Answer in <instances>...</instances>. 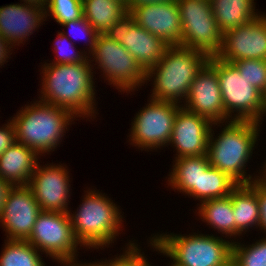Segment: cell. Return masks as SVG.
<instances>
[{
    "instance_id": "cell-21",
    "label": "cell",
    "mask_w": 266,
    "mask_h": 266,
    "mask_svg": "<svg viewBox=\"0 0 266 266\" xmlns=\"http://www.w3.org/2000/svg\"><path fill=\"white\" fill-rule=\"evenodd\" d=\"M235 221V237L249 228L260 227V208L257 197V180L250 184H238L231 192Z\"/></svg>"
},
{
    "instance_id": "cell-7",
    "label": "cell",
    "mask_w": 266,
    "mask_h": 266,
    "mask_svg": "<svg viewBox=\"0 0 266 266\" xmlns=\"http://www.w3.org/2000/svg\"><path fill=\"white\" fill-rule=\"evenodd\" d=\"M208 63L217 72L225 122L238 120L260 123L263 115L266 116L262 93L253 87L244 76H241L232 63L225 62L216 56L209 57Z\"/></svg>"
},
{
    "instance_id": "cell-25",
    "label": "cell",
    "mask_w": 266,
    "mask_h": 266,
    "mask_svg": "<svg viewBox=\"0 0 266 266\" xmlns=\"http://www.w3.org/2000/svg\"><path fill=\"white\" fill-rule=\"evenodd\" d=\"M85 19L99 33L103 34L118 22L128 11L120 0H82Z\"/></svg>"
},
{
    "instance_id": "cell-36",
    "label": "cell",
    "mask_w": 266,
    "mask_h": 266,
    "mask_svg": "<svg viewBox=\"0 0 266 266\" xmlns=\"http://www.w3.org/2000/svg\"><path fill=\"white\" fill-rule=\"evenodd\" d=\"M11 48L14 47L0 35V66L4 65L5 62H8L7 58L10 57V55L12 54L10 52L11 50H13Z\"/></svg>"
},
{
    "instance_id": "cell-20",
    "label": "cell",
    "mask_w": 266,
    "mask_h": 266,
    "mask_svg": "<svg viewBox=\"0 0 266 266\" xmlns=\"http://www.w3.org/2000/svg\"><path fill=\"white\" fill-rule=\"evenodd\" d=\"M39 158L31 148L15 141L0 155V178L13 186L29 185Z\"/></svg>"
},
{
    "instance_id": "cell-29",
    "label": "cell",
    "mask_w": 266,
    "mask_h": 266,
    "mask_svg": "<svg viewBox=\"0 0 266 266\" xmlns=\"http://www.w3.org/2000/svg\"><path fill=\"white\" fill-rule=\"evenodd\" d=\"M45 16H51L58 24H65L84 17L82 0H48Z\"/></svg>"
},
{
    "instance_id": "cell-14",
    "label": "cell",
    "mask_w": 266,
    "mask_h": 266,
    "mask_svg": "<svg viewBox=\"0 0 266 266\" xmlns=\"http://www.w3.org/2000/svg\"><path fill=\"white\" fill-rule=\"evenodd\" d=\"M47 165L37 164L28 186L32 189L41 211L69 213L71 186L67 166L53 163Z\"/></svg>"
},
{
    "instance_id": "cell-35",
    "label": "cell",
    "mask_w": 266,
    "mask_h": 266,
    "mask_svg": "<svg viewBox=\"0 0 266 266\" xmlns=\"http://www.w3.org/2000/svg\"><path fill=\"white\" fill-rule=\"evenodd\" d=\"M257 197L260 208V227L266 234V184L257 180Z\"/></svg>"
},
{
    "instance_id": "cell-38",
    "label": "cell",
    "mask_w": 266,
    "mask_h": 266,
    "mask_svg": "<svg viewBox=\"0 0 266 266\" xmlns=\"http://www.w3.org/2000/svg\"><path fill=\"white\" fill-rule=\"evenodd\" d=\"M174 0H128L127 7L130 12L135 6H140L143 4H160L166 3Z\"/></svg>"
},
{
    "instance_id": "cell-16",
    "label": "cell",
    "mask_w": 266,
    "mask_h": 266,
    "mask_svg": "<svg viewBox=\"0 0 266 266\" xmlns=\"http://www.w3.org/2000/svg\"><path fill=\"white\" fill-rule=\"evenodd\" d=\"M186 103L181 106L210 120L225 123V111L216 70L207 62L191 83Z\"/></svg>"
},
{
    "instance_id": "cell-10",
    "label": "cell",
    "mask_w": 266,
    "mask_h": 266,
    "mask_svg": "<svg viewBox=\"0 0 266 266\" xmlns=\"http://www.w3.org/2000/svg\"><path fill=\"white\" fill-rule=\"evenodd\" d=\"M55 261H75L80 243L73 233L69 213L42 211L26 239Z\"/></svg>"
},
{
    "instance_id": "cell-6",
    "label": "cell",
    "mask_w": 266,
    "mask_h": 266,
    "mask_svg": "<svg viewBox=\"0 0 266 266\" xmlns=\"http://www.w3.org/2000/svg\"><path fill=\"white\" fill-rule=\"evenodd\" d=\"M153 250L169 257L178 266H224L232 259V240L213 234H155L150 237Z\"/></svg>"
},
{
    "instance_id": "cell-39",
    "label": "cell",
    "mask_w": 266,
    "mask_h": 266,
    "mask_svg": "<svg viewBox=\"0 0 266 266\" xmlns=\"http://www.w3.org/2000/svg\"><path fill=\"white\" fill-rule=\"evenodd\" d=\"M25 5L35 6L37 8L44 9L47 7L48 0H21Z\"/></svg>"
},
{
    "instance_id": "cell-33",
    "label": "cell",
    "mask_w": 266,
    "mask_h": 266,
    "mask_svg": "<svg viewBox=\"0 0 266 266\" xmlns=\"http://www.w3.org/2000/svg\"><path fill=\"white\" fill-rule=\"evenodd\" d=\"M61 26L70 29L72 31V32H70V34H72L73 37L78 32V35L75 37V39L79 35H82V34H83V37L88 38V41H86V42H87V44L89 43L88 45H89L90 49L88 48V50H87L88 56H89V54L94 49V46L96 44V40H97V37L99 36V33L92 27V25L85 19V17H83L81 19L74 20V21L66 22L65 24H61ZM70 34H69V36H70Z\"/></svg>"
},
{
    "instance_id": "cell-42",
    "label": "cell",
    "mask_w": 266,
    "mask_h": 266,
    "mask_svg": "<svg viewBox=\"0 0 266 266\" xmlns=\"http://www.w3.org/2000/svg\"><path fill=\"white\" fill-rule=\"evenodd\" d=\"M224 266H237L236 263L231 259Z\"/></svg>"
},
{
    "instance_id": "cell-4",
    "label": "cell",
    "mask_w": 266,
    "mask_h": 266,
    "mask_svg": "<svg viewBox=\"0 0 266 266\" xmlns=\"http://www.w3.org/2000/svg\"><path fill=\"white\" fill-rule=\"evenodd\" d=\"M74 120L75 116L68 110L38 100L22 106L11 119L16 141L40 156L54 151Z\"/></svg>"
},
{
    "instance_id": "cell-23",
    "label": "cell",
    "mask_w": 266,
    "mask_h": 266,
    "mask_svg": "<svg viewBox=\"0 0 266 266\" xmlns=\"http://www.w3.org/2000/svg\"><path fill=\"white\" fill-rule=\"evenodd\" d=\"M213 15L222 34L257 18L254 0H210Z\"/></svg>"
},
{
    "instance_id": "cell-44",
    "label": "cell",
    "mask_w": 266,
    "mask_h": 266,
    "mask_svg": "<svg viewBox=\"0 0 266 266\" xmlns=\"http://www.w3.org/2000/svg\"><path fill=\"white\" fill-rule=\"evenodd\" d=\"M169 266H178L176 263L172 262Z\"/></svg>"
},
{
    "instance_id": "cell-31",
    "label": "cell",
    "mask_w": 266,
    "mask_h": 266,
    "mask_svg": "<svg viewBox=\"0 0 266 266\" xmlns=\"http://www.w3.org/2000/svg\"><path fill=\"white\" fill-rule=\"evenodd\" d=\"M66 32H58L57 39L55 40L54 50L57 55L52 64H75L82 63L88 58L87 51H76L75 45L71 41L72 38L67 36ZM64 42V43H63ZM67 42V43H66ZM85 53V54H84Z\"/></svg>"
},
{
    "instance_id": "cell-3",
    "label": "cell",
    "mask_w": 266,
    "mask_h": 266,
    "mask_svg": "<svg viewBox=\"0 0 266 266\" xmlns=\"http://www.w3.org/2000/svg\"><path fill=\"white\" fill-rule=\"evenodd\" d=\"M208 59L205 53L189 47L168 46L163 57L145 74L146 83L154 79L151 99L185 103L191 83Z\"/></svg>"
},
{
    "instance_id": "cell-27",
    "label": "cell",
    "mask_w": 266,
    "mask_h": 266,
    "mask_svg": "<svg viewBox=\"0 0 266 266\" xmlns=\"http://www.w3.org/2000/svg\"><path fill=\"white\" fill-rule=\"evenodd\" d=\"M238 184L226 173L211 165L200 173L199 201L222 198L231 194Z\"/></svg>"
},
{
    "instance_id": "cell-22",
    "label": "cell",
    "mask_w": 266,
    "mask_h": 266,
    "mask_svg": "<svg viewBox=\"0 0 266 266\" xmlns=\"http://www.w3.org/2000/svg\"><path fill=\"white\" fill-rule=\"evenodd\" d=\"M174 162L169 177H166L168 185L199 200L200 173L210 166L207 155L179 157Z\"/></svg>"
},
{
    "instance_id": "cell-12",
    "label": "cell",
    "mask_w": 266,
    "mask_h": 266,
    "mask_svg": "<svg viewBox=\"0 0 266 266\" xmlns=\"http://www.w3.org/2000/svg\"><path fill=\"white\" fill-rule=\"evenodd\" d=\"M103 34L124 46L145 73L158 63L169 46L142 28L130 12Z\"/></svg>"
},
{
    "instance_id": "cell-40",
    "label": "cell",
    "mask_w": 266,
    "mask_h": 266,
    "mask_svg": "<svg viewBox=\"0 0 266 266\" xmlns=\"http://www.w3.org/2000/svg\"><path fill=\"white\" fill-rule=\"evenodd\" d=\"M61 263V266H91L90 263H78L75 261H58V264Z\"/></svg>"
},
{
    "instance_id": "cell-28",
    "label": "cell",
    "mask_w": 266,
    "mask_h": 266,
    "mask_svg": "<svg viewBox=\"0 0 266 266\" xmlns=\"http://www.w3.org/2000/svg\"><path fill=\"white\" fill-rule=\"evenodd\" d=\"M232 242V260L237 266H266V238L252 245Z\"/></svg>"
},
{
    "instance_id": "cell-18",
    "label": "cell",
    "mask_w": 266,
    "mask_h": 266,
    "mask_svg": "<svg viewBox=\"0 0 266 266\" xmlns=\"http://www.w3.org/2000/svg\"><path fill=\"white\" fill-rule=\"evenodd\" d=\"M130 13L142 28L169 46L181 44L182 23L177 0L135 6Z\"/></svg>"
},
{
    "instance_id": "cell-41",
    "label": "cell",
    "mask_w": 266,
    "mask_h": 266,
    "mask_svg": "<svg viewBox=\"0 0 266 266\" xmlns=\"http://www.w3.org/2000/svg\"><path fill=\"white\" fill-rule=\"evenodd\" d=\"M263 172L260 174V176L258 175L257 180H259L260 182L266 184V160L263 166Z\"/></svg>"
},
{
    "instance_id": "cell-17",
    "label": "cell",
    "mask_w": 266,
    "mask_h": 266,
    "mask_svg": "<svg viewBox=\"0 0 266 266\" xmlns=\"http://www.w3.org/2000/svg\"><path fill=\"white\" fill-rule=\"evenodd\" d=\"M220 124L181 107L175 116L168 146L175 147V158L207 155L211 127Z\"/></svg>"
},
{
    "instance_id": "cell-19",
    "label": "cell",
    "mask_w": 266,
    "mask_h": 266,
    "mask_svg": "<svg viewBox=\"0 0 266 266\" xmlns=\"http://www.w3.org/2000/svg\"><path fill=\"white\" fill-rule=\"evenodd\" d=\"M46 19L45 10L35 6L23 3L0 6V35L12 46H19Z\"/></svg>"
},
{
    "instance_id": "cell-8",
    "label": "cell",
    "mask_w": 266,
    "mask_h": 266,
    "mask_svg": "<svg viewBox=\"0 0 266 266\" xmlns=\"http://www.w3.org/2000/svg\"><path fill=\"white\" fill-rule=\"evenodd\" d=\"M88 58L90 62H96L97 69L103 72L101 75L105 77L109 85L113 84L120 92L130 93L145 84L146 73L135 58L124 46L104 34H99Z\"/></svg>"
},
{
    "instance_id": "cell-5",
    "label": "cell",
    "mask_w": 266,
    "mask_h": 266,
    "mask_svg": "<svg viewBox=\"0 0 266 266\" xmlns=\"http://www.w3.org/2000/svg\"><path fill=\"white\" fill-rule=\"evenodd\" d=\"M82 203L74 214L69 212L73 233L81 246L87 248L109 247L123 227L119 206L111 198L94 189L85 191ZM111 199V200H110ZM122 226V227H121Z\"/></svg>"
},
{
    "instance_id": "cell-32",
    "label": "cell",
    "mask_w": 266,
    "mask_h": 266,
    "mask_svg": "<svg viewBox=\"0 0 266 266\" xmlns=\"http://www.w3.org/2000/svg\"><path fill=\"white\" fill-rule=\"evenodd\" d=\"M136 244L137 243L130 241L126 245L127 248L124 251L125 253L110 260L106 259L104 262L95 261V263L90 262V264L91 266H147L150 262L147 260V257L144 256V252L141 253V249L138 247V244Z\"/></svg>"
},
{
    "instance_id": "cell-30",
    "label": "cell",
    "mask_w": 266,
    "mask_h": 266,
    "mask_svg": "<svg viewBox=\"0 0 266 266\" xmlns=\"http://www.w3.org/2000/svg\"><path fill=\"white\" fill-rule=\"evenodd\" d=\"M231 63L237 68L241 76H244L253 87L258 89L261 93L264 92L266 88V60L241 59Z\"/></svg>"
},
{
    "instance_id": "cell-45",
    "label": "cell",
    "mask_w": 266,
    "mask_h": 266,
    "mask_svg": "<svg viewBox=\"0 0 266 266\" xmlns=\"http://www.w3.org/2000/svg\"><path fill=\"white\" fill-rule=\"evenodd\" d=\"M120 1L124 2L126 5L128 3V0H120Z\"/></svg>"
},
{
    "instance_id": "cell-37",
    "label": "cell",
    "mask_w": 266,
    "mask_h": 266,
    "mask_svg": "<svg viewBox=\"0 0 266 266\" xmlns=\"http://www.w3.org/2000/svg\"><path fill=\"white\" fill-rule=\"evenodd\" d=\"M12 187L13 185L10 182L0 178V214L6 202L8 192Z\"/></svg>"
},
{
    "instance_id": "cell-1",
    "label": "cell",
    "mask_w": 266,
    "mask_h": 266,
    "mask_svg": "<svg viewBox=\"0 0 266 266\" xmlns=\"http://www.w3.org/2000/svg\"><path fill=\"white\" fill-rule=\"evenodd\" d=\"M91 63L89 58L75 64L45 62L40 73L43 76L39 101L64 108L77 118H95V69Z\"/></svg>"
},
{
    "instance_id": "cell-24",
    "label": "cell",
    "mask_w": 266,
    "mask_h": 266,
    "mask_svg": "<svg viewBox=\"0 0 266 266\" xmlns=\"http://www.w3.org/2000/svg\"><path fill=\"white\" fill-rule=\"evenodd\" d=\"M198 206V215L203 222L211 225L220 234H225V238L234 236L235 221L232 207L231 194L222 198L205 200Z\"/></svg>"
},
{
    "instance_id": "cell-2",
    "label": "cell",
    "mask_w": 266,
    "mask_h": 266,
    "mask_svg": "<svg viewBox=\"0 0 266 266\" xmlns=\"http://www.w3.org/2000/svg\"><path fill=\"white\" fill-rule=\"evenodd\" d=\"M261 124L262 122L230 120L225 122L217 138L213 137L215 133L211 127L207 148L209 164L226 173L237 184H250L257 180L258 176L252 178L245 169L252 158Z\"/></svg>"
},
{
    "instance_id": "cell-15",
    "label": "cell",
    "mask_w": 266,
    "mask_h": 266,
    "mask_svg": "<svg viewBox=\"0 0 266 266\" xmlns=\"http://www.w3.org/2000/svg\"><path fill=\"white\" fill-rule=\"evenodd\" d=\"M41 212L28 185L13 186L0 214V225L6 232V239L26 240Z\"/></svg>"
},
{
    "instance_id": "cell-34",
    "label": "cell",
    "mask_w": 266,
    "mask_h": 266,
    "mask_svg": "<svg viewBox=\"0 0 266 266\" xmlns=\"http://www.w3.org/2000/svg\"><path fill=\"white\" fill-rule=\"evenodd\" d=\"M8 121L0 127V155L16 141L15 127L10 119Z\"/></svg>"
},
{
    "instance_id": "cell-26",
    "label": "cell",
    "mask_w": 266,
    "mask_h": 266,
    "mask_svg": "<svg viewBox=\"0 0 266 266\" xmlns=\"http://www.w3.org/2000/svg\"><path fill=\"white\" fill-rule=\"evenodd\" d=\"M5 241L0 266H45L40 251L26 240Z\"/></svg>"
},
{
    "instance_id": "cell-13",
    "label": "cell",
    "mask_w": 266,
    "mask_h": 266,
    "mask_svg": "<svg viewBox=\"0 0 266 266\" xmlns=\"http://www.w3.org/2000/svg\"><path fill=\"white\" fill-rule=\"evenodd\" d=\"M216 57L229 63L241 59L266 60V14L225 32Z\"/></svg>"
},
{
    "instance_id": "cell-9",
    "label": "cell",
    "mask_w": 266,
    "mask_h": 266,
    "mask_svg": "<svg viewBox=\"0 0 266 266\" xmlns=\"http://www.w3.org/2000/svg\"><path fill=\"white\" fill-rule=\"evenodd\" d=\"M181 23V46L216 56L222 47V33L213 15L210 0H177Z\"/></svg>"
},
{
    "instance_id": "cell-43",
    "label": "cell",
    "mask_w": 266,
    "mask_h": 266,
    "mask_svg": "<svg viewBox=\"0 0 266 266\" xmlns=\"http://www.w3.org/2000/svg\"><path fill=\"white\" fill-rule=\"evenodd\" d=\"M262 97H263L264 106L266 108V88H265L264 92L262 93Z\"/></svg>"
},
{
    "instance_id": "cell-11",
    "label": "cell",
    "mask_w": 266,
    "mask_h": 266,
    "mask_svg": "<svg viewBox=\"0 0 266 266\" xmlns=\"http://www.w3.org/2000/svg\"><path fill=\"white\" fill-rule=\"evenodd\" d=\"M149 100L131 123L129 141L138 149L157 151V148L169 144L175 116L182 106L168 101Z\"/></svg>"
}]
</instances>
